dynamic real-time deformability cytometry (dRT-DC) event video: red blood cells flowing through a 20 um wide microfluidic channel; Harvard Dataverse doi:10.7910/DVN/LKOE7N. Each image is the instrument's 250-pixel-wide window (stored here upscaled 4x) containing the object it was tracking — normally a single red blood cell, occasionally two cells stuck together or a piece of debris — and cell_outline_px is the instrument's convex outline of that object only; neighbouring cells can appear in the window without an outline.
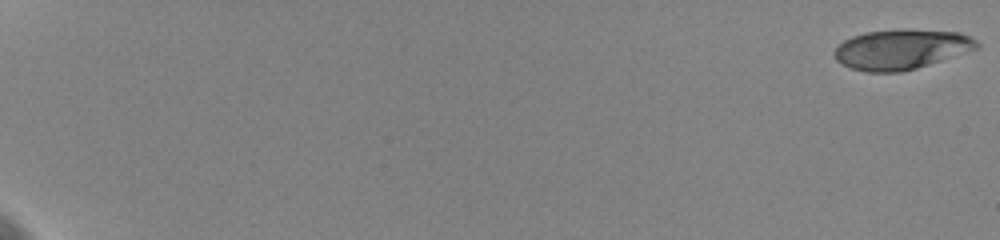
{"species": "human", "species_latin": "Homo sapiens", "temperature_condition": "cold", "stored_images_in_passage": 60, "camera_frame_rate_fps": 3000, "um_per_image_px": 0.085, "donor": {"sex": "female"}, "frame": {"image": 1, "passage_image": 1, "time_ms": 0.0, "image_size_px": [1000, 240], "cell_outline_px": [[980, 48], [916, 68], [900, 72], [868, 72], [852, 68], [836, 60], [832, 52], [844, 40], [852, 36], [868, 32], [900, 28], [908, 28], [960, 32], [976, 40], [980, 44]], "centroid_in_image_um": [76.63, 4.17], "position_along_channel_um": 8.4, "area_um2": 33.35}}
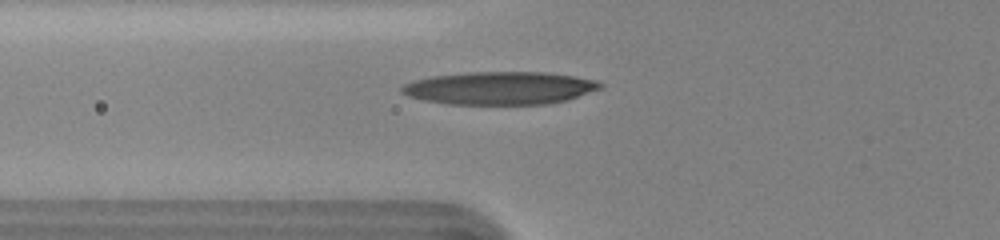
{"frame": {"image": 2, "passage_image": 26, "time_ms": 8.333, "image_size_px": [1000, 240], "cell_outline_px": [[604, 84], [600, 88], [568, 100], [548, 104], [448, 104], [424, 100], [408, 96], [400, 92], [400, 88], [404, 84], [412, 80], [428, 76], [468, 72], [544, 72], [572, 76], [596, 80]], "centroid_in_image_um": [42.44, 7.48], "position_along_channel_um": 83.4, "area_um2": 38.15}}
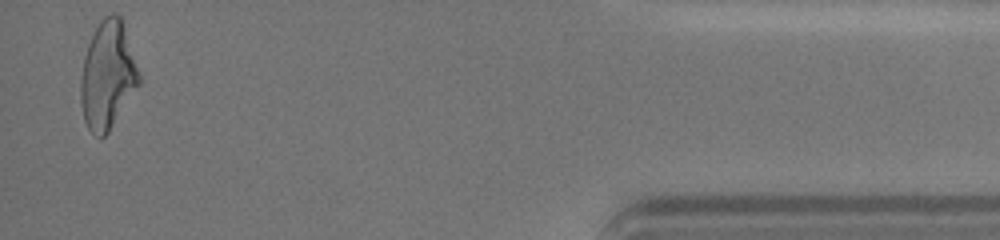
{"frame": {"image": 3, "passage_image": 59, "time_ms": 19.333, "image_size_px": [1000, 240], "cell_outline_px": [[140, 84], [108, 132], [104, 136], [96, 136], [88, 128], [84, 120], [80, 104], [80, 80], [84, 56], [88, 44], [100, 20], [104, 16], [112, 12], [120, 16], [140, 72]], "centroid_in_image_um": [9.14, 6.4], "position_along_channel_um": 426.1, "area_um2": 36.47}, "authors_computed_cell_mechanics": {"area_um2": 35.8071, "velocity_mm_per_s": 3.6127, "shape_relaxation_time_tau1_ms": 7.2088, "shape_relaxation_time_tau2_ms": 1.8064, "deformation_change_tau1": 0.2205, "deformation_change_tau2": 0.1161}}